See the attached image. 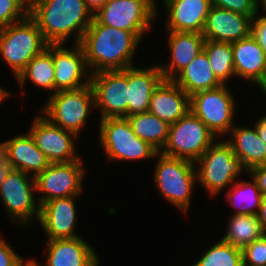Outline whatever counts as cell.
<instances>
[{
  "mask_svg": "<svg viewBox=\"0 0 266 266\" xmlns=\"http://www.w3.org/2000/svg\"><path fill=\"white\" fill-rule=\"evenodd\" d=\"M9 169L8 164L6 163L5 157L2 153V151L0 150V185L4 179L5 173L7 172V170Z\"/></svg>",
  "mask_w": 266,
  "mask_h": 266,
  "instance_id": "42",
  "label": "cell"
},
{
  "mask_svg": "<svg viewBox=\"0 0 266 266\" xmlns=\"http://www.w3.org/2000/svg\"><path fill=\"white\" fill-rule=\"evenodd\" d=\"M0 150L10 169L31 174V177L42 173L50 164L28 132L0 142Z\"/></svg>",
  "mask_w": 266,
  "mask_h": 266,
  "instance_id": "17",
  "label": "cell"
},
{
  "mask_svg": "<svg viewBox=\"0 0 266 266\" xmlns=\"http://www.w3.org/2000/svg\"><path fill=\"white\" fill-rule=\"evenodd\" d=\"M90 84L101 119L127 117L128 68L93 73Z\"/></svg>",
  "mask_w": 266,
  "mask_h": 266,
  "instance_id": "13",
  "label": "cell"
},
{
  "mask_svg": "<svg viewBox=\"0 0 266 266\" xmlns=\"http://www.w3.org/2000/svg\"><path fill=\"white\" fill-rule=\"evenodd\" d=\"M190 111V96L173 80L163 79L154 89L148 112L172 125Z\"/></svg>",
  "mask_w": 266,
  "mask_h": 266,
  "instance_id": "22",
  "label": "cell"
},
{
  "mask_svg": "<svg viewBox=\"0 0 266 266\" xmlns=\"http://www.w3.org/2000/svg\"><path fill=\"white\" fill-rule=\"evenodd\" d=\"M47 46L42 32L30 15L0 29V54L15 78Z\"/></svg>",
  "mask_w": 266,
  "mask_h": 266,
  "instance_id": "3",
  "label": "cell"
},
{
  "mask_svg": "<svg viewBox=\"0 0 266 266\" xmlns=\"http://www.w3.org/2000/svg\"><path fill=\"white\" fill-rule=\"evenodd\" d=\"M29 8L37 1V0H22Z\"/></svg>",
  "mask_w": 266,
  "mask_h": 266,
  "instance_id": "47",
  "label": "cell"
},
{
  "mask_svg": "<svg viewBox=\"0 0 266 266\" xmlns=\"http://www.w3.org/2000/svg\"><path fill=\"white\" fill-rule=\"evenodd\" d=\"M203 51L207 54L208 60L215 76L228 85L231 78H235L233 51L231 42L206 40Z\"/></svg>",
  "mask_w": 266,
  "mask_h": 266,
  "instance_id": "31",
  "label": "cell"
},
{
  "mask_svg": "<svg viewBox=\"0 0 266 266\" xmlns=\"http://www.w3.org/2000/svg\"><path fill=\"white\" fill-rule=\"evenodd\" d=\"M166 30L202 34L211 0H166Z\"/></svg>",
  "mask_w": 266,
  "mask_h": 266,
  "instance_id": "19",
  "label": "cell"
},
{
  "mask_svg": "<svg viewBox=\"0 0 266 266\" xmlns=\"http://www.w3.org/2000/svg\"><path fill=\"white\" fill-rule=\"evenodd\" d=\"M163 80L159 65L128 68L127 116L148 112L154 89Z\"/></svg>",
  "mask_w": 266,
  "mask_h": 266,
  "instance_id": "24",
  "label": "cell"
},
{
  "mask_svg": "<svg viewBox=\"0 0 266 266\" xmlns=\"http://www.w3.org/2000/svg\"><path fill=\"white\" fill-rule=\"evenodd\" d=\"M243 266H266V233L242 249Z\"/></svg>",
  "mask_w": 266,
  "mask_h": 266,
  "instance_id": "34",
  "label": "cell"
},
{
  "mask_svg": "<svg viewBox=\"0 0 266 266\" xmlns=\"http://www.w3.org/2000/svg\"><path fill=\"white\" fill-rule=\"evenodd\" d=\"M99 142L109 161L155 159L158 151L135 135L126 117L100 119Z\"/></svg>",
  "mask_w": 266,
  "mask_h": 266,
  "instance_id": "7",
  "label": "cell"
},
{
  "mask_svg": "<svg viewBox=\"0 0 266 266\" xmlns=\"http://www.w3.org/2000/svg\"><path fill=\"white\" fill-rule=\"evenodd\" d=\"M10 96H12V93L0 86V105L4 100H7V98Z\"/></svg>",
  "mask_w": 266,
  "mask_h": 266,
  "instance_id": "44",
  "label": "cell"
},
{
  "mask_svg": "<svg viewBox=\"0 0 266 266\" xmlns=\"http://www.w3.org/2000/svg\"><path fill=\"white\" fill-rule=\"evenodd\" d=\"M19 170L8 169L0 185V198L7 215L18 226L27 227L40 217V205L35 197V177ZM34 218V219H33Z\"/></svg>",
  "mask_w": 266,
  "mask_h": 266,
  "instance_id": "8",
  "label": "cell"
},
{
  "mask_svg": "<svg viewBox=\"0 0 266 266\" xmlns=\"http://www.w3.org/2000/svg\"><path fill=\"white\" fill-rule=\"evenodd\" d=\"M253 17L212 6L202 35L211 41H239L251 35Z\"/></svg>",
  "mask_w": 266,
  "mask_h": 266,
  "instance_id": "18",
  "label": "cell"
},
{
  "mask_svg": "<svg viewBox=\"0 0 266 266\" xmlns=\"http://www.w3.org/2000/svg\"><path fill=\"white\" fill-rule=\"evenodd\" d=\"M257 216L263 231L266 233V196L262 197Z\"/></svg>",
  "mask_w": 266,
  "mask_h": 266,
  "instance_id": "40",
  "label": "cell"
},
{
  "mask_svg": "<svg viewBox=\"0 0 266 266\" xmlns=\"http://www.w3.org/2000/svg\"><path fill=\"white\" fill-rule=\"evenodd\" d=\"M189 96L220 87L223 83L215 76L207 54L202 51L172 79Z\"/></svg>",
  "mask_w": 266,
  "mask_h": 266,
  "instance_id": "26",
  "label": "cell"
},
{
  "mask_svg": "<svg viewBox=\"0 0 266 266\" xmlns=\"http://www.w3.org/2000/svg\"><path fill=\"white\" fill-rule=\"evenodd\" d=\"M137 137L148 142L158 152L165 147L170 125L149 112L137 113L126 117Z\"/></svg>",
  "mask_w": 266,
  "mask_h": 266,
  "instance_id": "28",
  "label": "cell"
},
{
  "mask_svg": "<svg viewBox=\"0 0 266 266\" xmlns=\"http://www.w3.org/2000/svg\"><path fill=\"white\" fill-rule=\"evenodd\" d=\"M77 237L46 241V264L44 266H99L100 257L91 245Z\"/></svg>",
  "mask_w": 266,
  "mask_h": 266,
  "instance_id": "20",
  "label": "cell"
},
{
  "mask_svg": "<svg viewBox=\"0 0 266 266\" xmlns=\"http://www.w3.org/2000/svg\"><path fill=\"white\" fill-rule=\"evenodd\" d=\"M24 258L0 237V266H17Z\"/></svg>",
  "mask_w": 266,
  "mask_h": 266,
  "instance_id": "37",
  "label": "cell"
},
{
  "mask_svg": "<svg viewBox=\"0 0 266 266\" xmlns=\"http://www.w3.org/2000/svg\"><path fill=\"white\" fill-rule=\"evenodd\" d=\"M44 264H39L35 258L23 259L17 266H43Z\"/></svg>",
  "mask_w": 266,
  "mask_h": 266,
  "instance_id": "43",
  "label": "cell"
},
{
  "mask_svg": "<svg viewBox=\"0 0 266 266\" xmlns=\"http://www.w3.org/2000/svg\"><path fill=\"white\" fill-rule=\"evenodd\" d=\"M87 8L95 15L108 0H84Z\"/></svg>",
  "mask_w": 266,
  "mask_h": 266,
  "instance_id": "41",
  "label": "cell"
},
{
  "mask_svg": "<svg viewBox=\"0 0 266 266\" xmlns=\"http://www.w3.org/2000/svg\"><path fill=\"white\" fill-rule=\"evenodd\" d=\"M33 119L28 133L50 163H68L83 158L75 150V139L79 138L76 134L54 125L41 113Z\"/></svg>",
  "mask_w": 266,
  "mask_h": 266,
  "instance_id": "14",
  "label": "cell"
},
{
  "mask_svg": "<svg viewBox=\"0 0 266 266\" xmlns=\"http://www.w3.org/2000/svg\"><path fill=\"white\" fill-rule=\"evenodd\" d=\"M29 15V7L22 0H0V29Z\"/></svg>",
  "mask_w": 266,
  "mask_h": 266,
  "instance_id": "33",
  "label": "cell"
},
{
  "mask_svg": "<svg viewBox=\"0 0 266 266\" xmlns=\"http://www.w3.org/2000/svg\"><path fill=\"white\" fill-rule=\"evenodd\" d=\"M29 15L48 44H65L72 34L79 43L94 18L84 0H37Z\"/></svg>",
  "mask_w": 266,
  "mask_h": 266,
  "instance_id": "2",
  "label": "cell"
},
{
  "mask_svg": "<svg viewBox=\"0 0 266 266\" xmlns=\"http://www.w3.org/2000/svg\"><path fill=\"white\" fill-rule=\"evenodd\" d=\"M266 97V78L257 85Z\"/></svg>",
  "mask_w": 266,
  "mask_h": 266,
  "instance_id": "46",
  "label": "cell"
},
{
  "mask_svg": "<svg viewBox=\"0 0 266 266\" xmlns=\"http://www.w3.org/2000/svg\"><path fill=\"white\" fill-rule=\"evenodd\" d=\"M212 6H217L246 16H255L257 0H211Z\"/></svg>",
  "mask_w": 266,
  "mask_h": 266,
  "instance_id": "35",
  "label": "cell"
},
{
  "mask_svg": "<svg viewBox=\"0 0 266 266\" xmlns=\"http://www.w3.org/2000/svg\"><path fill=\"white\" fill-rule=\"evenodd\" d=\"M253 126L250 128L234 125L228 133L230 139L225 140L241 160L246 172L266 164V144L259 137L255 125Z\"/></svg>",
  "mask_w": 266,
  "mask_h": 266,
  "instance_id": "25",
  "label": "cell"
},
{
  "mask_svg": "<svg viewBox=\"0 0 266 266\" xmlns=\"http://www.w3.org/2000/svg\"><path fill=\"white\" fill-rule=\"evenodd\" d=\"M258 15H261L260 12H257L252 19L251 35L266 53V14Z\"/></svg>",
  "mask_w": 266,
  "mask_h": 266,
  "instance_id": "36",
  "label": "cell"
},
{
  "mask_svg": "<svg viewBox=\"0 0 266 266\" xmlns=\"http://www.w3.org/2000/svg\"><path fill=\"white\" fill-rule=\"evenodd\" d=\"M86 173L83 158L68 163H50L35 177L36 192L41 193L37 198L39 205L55 198L80 197Z\"/></svg>",
  "mask_w": 266,
  "mask_h": 266,
  "instance_id": "12",
  "label": "cell"
},
{
  "mask_svg": "<svg viewBox=\"0 0 266 266\" xmlns=\"http://www.w3.org/2000/svg\"><path fill=\"white\" fill-rule=\"evenodd\" d=\"M192 266H243L242 250L218 240Z\"/></svg>",
  "mask_w": 266,
  "mask_h": 266,
  "instance_id": "32",
  "label": "cell"
},
{
  "mask_svg": "<svg viewBox=\"0 0 266 266\" xmlns=\"http://www.w3.org/2000/svg\"><path fill=\"white\" fill-rule=\"evenodd\" d=\"M236 180L225 194L232 207L236 209L233 214L257 215L260 209L262 194L256 182Z\"/></svg>",
  "mask_w": 266,
  "mask_h": 266,
  "instance_id": "30",
  "label": "cell"
},
{
  "mask_svg": "<svg viewBox=\"0 0 266 266\" xmlns=\"http://www.w3.org/2000/svg\"><path fill=\"white\" fill-rule=\"evenodd\" d=\"M155 0H108L94 15L100 23L130 32H149L158 17Z\"/></svg>",
  "mask_w": 266,
  "mask_h": 266,
  "instance_id": "11",
  "label": "cell"
},
{
  "mask_svg": "<svg viewBox=\"0 0 266 266\" xmlns=\"http://www.w3.org/2000/svg\"><path fill=\"white\" fill-rule=\"evenodd\" d=\"M219 141L216 140L194 163L197 182L211 197L231 187L237 177L240 178V174L246 171L225 139Z\"/></svg>",
  "mask_w": 266,
  "mask_h": 266,
  "instance_id": "5",
  "label": "cell"
},
{
  "mask_svg": "<svg viewBox=\"0 0 266 266\" xmlns=\"http://www.w3.org/2000/svg\"><path fill=\"white\" fill-rule=\"evenodd\" d=\"M256 121L257 122L254 125L257 129V133L262 141L266 144V113L265 115L263 114L261 117H259V119Z\"/></svg>",
  "mask_w": 266,
  "mask_h": 266,
  "instance_id": "39",
  "label": "cell"
},
{
  "mask_svg": "<svg viewBox=\"0 0 266 266\" xmlns=\"http://www.w3.org/2000/svg\"><path fill=\"white\" fill-rule=\"evenodd\" d=\"M73 44L70 49L65 48V44H52L55 93L90 85L91 72L83 49L79 43Z\"/></svg>",
  "mask_w": 266,
  "mask_h": 266,
  "instance_id": "15",
  "label": "cell"
},
{
  "mask_svg": "<svg viewBox=\"0 0 266 266\" xmlns=\"http://www.w3.org/2000/svg\"><path fill=\"white\" fill-rule=\"evenodd\" d=\"M216 136L191 111L170 125L162 154L196 162L216 141Z\"/></svg>",
  "mask_w": 266,
  "mask_h": 266,
  "instance_id": "10",
  "label": "cell"
},
{
  "mask_svg": "<svg viewBox=\"0 0 266 266\" xmlns=\"http://www.w3.org/2000/svg\"><path fill=\"white\" fill-rule=\"evenodd\" d=\"M235 77L258 85L266 78V53L256 39L249 35L231 42Z\"/></svg>",
  "mask_w": 266,
  "mask_h": 266,
  "instance_id": "23",
  "label": "cell"
},
{
  "mask_svg": "<svg viewBox=\"0 0 266 266\" xmlns=\"http://www.w3.org/2000/svg\"><path fill=\"white\" fill-rule=\"evenodd\" d=\"M153 181L162 197L183 213L191 204L197 174L194 162L170 157L158 152Z\"/></svg>",
  "mask_w": 266,
  "mask_h": 266,
  "instance_id": "4",
  "label": "cell"
},
{
  "mask_svg": "<svg viewBox=\"0 0 266 266\" xmlns=\"http://www.w3.org/2000/svg\"><path fill=\"white\" fill-rule=\"evenodd\" d=\"M227 224L221 240L241 250L265 234L257 215L232 214Z\"/></svg>",
  "mask_w": 266,
  "mask_h": 266,
  "instance_id": "29",
  "label": "cell"
},
{
  "mask_svg": "<svg viewBox=\"0 0 266 266\" xmlns=\"http://www.w3.org/2000/svg\"><path fill=\"white\" fill-rule=\"evenodd\" d=\"M236 101L227 84L202 90L190 96V111L197 116L218 139L227 136L235 125ZM219 136V137H218Z\"/></svg>",
  "mask_w": 266,
  "mask_h": 266,
  "instance_id": "9",
  "label": "cell"
},
{
  "mask_svg": "<svg viewBox=\"0 0 266 266\" xmlns=\"http://www.w3.org/2000/svg\"><path fill=\"white\" fill-rule=\"evenodd\" d=\"M28 79L39 88L52 91L51 95L55 94L52 44H48L43 52L34 56L16 78L22 90Z\"/></svg>",
  "mask_w": 266,
  "mask_h": 266,
  "instance_id": "27",
  "label": "cell"
},
{
  "mask_svg": "<svg viewBox=\"0 0 266 266\" xmlns=\"http://www.w3.org/2000/svg\"><path fill=\"white\" fill-rule=\"evenodd\" d=\"M93 108L95 109V97L90 84L77 90L58 91L50 95L40 113L54 125L80 137Z\"/></svg>",
  "mask_w": 266,
  "mask_h": 266,
  "instance_id": "6",
  "label": "cell"
},
{
  "mask_svg": "<svg viewBox=\"0 0 266 266\" xmlns=\"http://www.w3.org/2000/svg\"><path fill=\"white\" fill-rule=\"evenodd\" d=\"M146 33L109 27L93 18L79 42L91 74L134 66V55Z\"/></svg>",
  "mask_w": 266,
  "mask_h": 266,
  "instance_id": "1",
  "label": "cell"
},
{
  "mask_svg": "<svg viewBox=\"0 0 266 266\" xmlns=\"http://www.w3.org/2000/svg\"><path fill=\"white\" fill-rule=\"evenodd\" d=\"M55 198L40 205L39 225L43 228L47 240L72 239L80 237L75 233L77 211L75 198Z\"/></svg>",
  "mask_w": 266,
  "mask_h": 266,
  "instance_id": "16",
  "label": "cell"
},
{
  "mask_svg": "<svg viewBox=\"0 0 266 266\" xmlns=\"http://www.w3.org/2000/svg\"><path fill=\"white\" fill-rule=\"evenodd\" d=\"M168 33L170 62L159 64L163 79L172 80L204 49L205 38L200 33L165 30Z\"/></svg>",
  "mask_w": 266,
  "mask_h": 266,
  "instance_id": "21",
  "label": "cell"
},
{
  "mask_svg": "<svg viewBox=\"0 0 266 266\" xmlns=\"http://www.w3.org/2000/svg\"><path fill=\"white\" fill-rule=\"evenodd\" d=\"M261 1V2H260ZM262 4V5H261ZM261 5V6H260ZM262 7V8H261ZM263 9V14H266V0H257V12H260L259 10Z\"/></svg>",
  "mask_w": 266,
  "mask_h": 266,
  "instance_id": "45",
  "label": "cell"
},
{
  "mask_svg": "<svg viewBox=\"0 0 266 266\" xmlns=\"http://www.w3.org/2000/svg\"><path fill=\"white\" fill-rule=\"evenodd\" d=\"M247 173L256 182L262 196H266V164L253 167Z\"/></svg>",
  "mask_w": 266,
  "mask_h": 266,
  "instance_id": "38",
  "label": "cell"
}]
</instances>
